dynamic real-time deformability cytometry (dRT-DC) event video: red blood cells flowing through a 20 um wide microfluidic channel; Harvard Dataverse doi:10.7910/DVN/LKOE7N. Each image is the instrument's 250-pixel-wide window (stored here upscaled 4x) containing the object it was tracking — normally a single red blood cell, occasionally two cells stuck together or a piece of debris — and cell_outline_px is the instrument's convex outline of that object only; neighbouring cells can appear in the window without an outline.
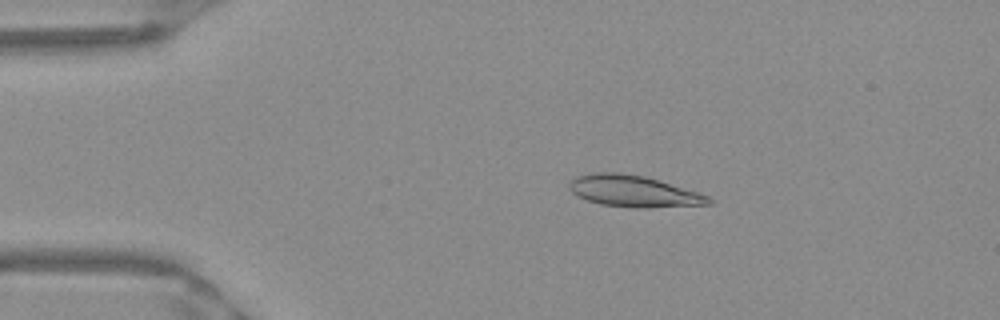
{"species": "Egyptian fruit bat (a non-hibernating species)", "species_latin": "Rousettus aegyptiacus", "temperature_condition": "warm", "stored_images_in_passage": 50, "camera_frame_rate_fps": 3000, "um_per_image_px": 0.085, "frame": {"image": 1, "passage_image": 9, "time_ms": 2.667, "image_size_px": [1000, 320], "cell_outline_px": [[712, 204], [648, 208], [636, 208], [600, 204], [576, 196], [568, 188], [568, 184], [576, 176], [592, 172], [620, 172], [644, 176], [696, 192], [708, 196], [712, 200]], "centroid_in_image_um": [53.8, 16.25], "position_along_channel_um": 31.2, "area_um2": 25.49}}
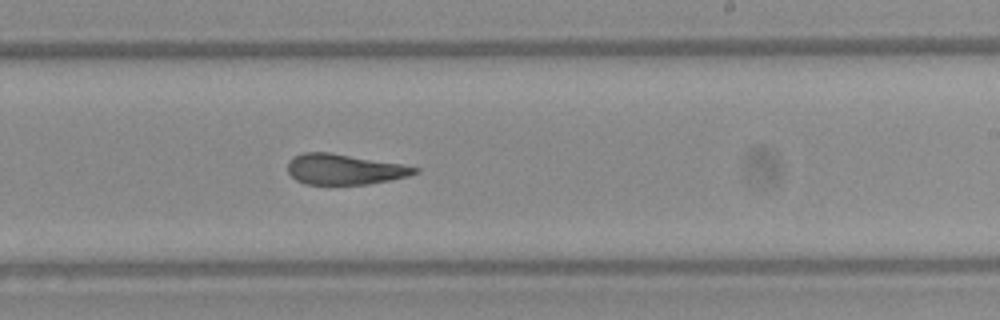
{"frame": {"image": 2, "passage_image": 30, "time_ms": 9.667, "image_size_px": [1000, 320], "cell_outline_px": [[420, 172], [408, 176], [368, 184], [304, 184], [296, 180], [288, 172], [288, 160], [292, 156], [304, 152], [328, 152], [404, 164], [420, 168]], "centroid_in_image_um": [29.27, 14.38], "position_along_channel_um": 259.7, "area_um2": 22.66}}
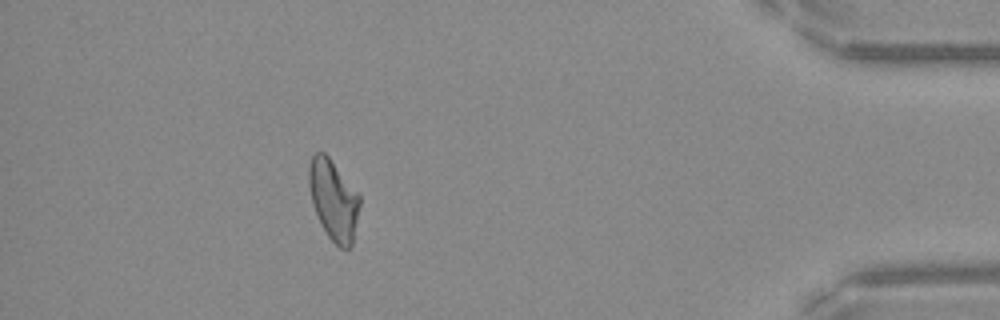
{"frame": {"image": 3, "passage_image": 45, "time_ms": 14.667, "image_size_px": [1000, 320], "cell_outline_px": [[360, 204], [352, 244], [348, 248], [340, 248], [328, 236], [312, 204], [308, 184], [308, 168], [312, 156], [316, 152], [324, 152], [328, 156], [360, 196]], "centroid_in_image_um": [28.33, 16.97], "position_along_channel_um": 406.9, "area_um2": 23.35}, "authors_computed_cell_mechanics": {"area_um2": 24.1026, "velocity_mm_per_s": 3.9678, "shape_relaxation_time_tau1_ms": null, "shape_relaxation_time_tau2_ms": 2.5619, "deformation_change_tau1": null, "deformation_change_tau2": 0.1143}}